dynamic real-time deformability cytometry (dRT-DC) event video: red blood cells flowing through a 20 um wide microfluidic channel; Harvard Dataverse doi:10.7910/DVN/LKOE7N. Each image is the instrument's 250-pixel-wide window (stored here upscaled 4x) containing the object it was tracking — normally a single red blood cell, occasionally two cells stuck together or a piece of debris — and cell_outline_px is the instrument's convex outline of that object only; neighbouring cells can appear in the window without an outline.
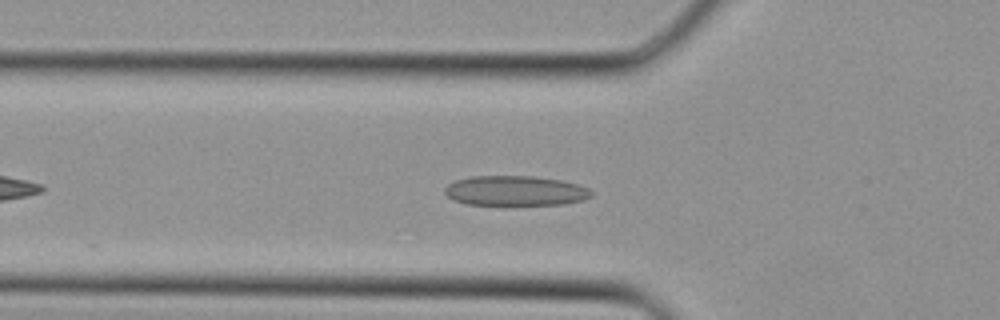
{"species": "Egyptian fruit bat (a non-hibernating species)", "species_latin": "Rousettus aegyptiacus", "temperature_condition": "cold", "stored_images_in_passage": 24, "camera_frame_rate_fps": 3000, "um_per_image_px": 0.085, "animal": {"sex": "female"}, "frame": {"image": 1, "passage_image": 5, "time_ms": 1.333, "image_size_px": [1000, 320], "cell_outline_px": [[592, 196], [584, 200], [564, 204], [464, 204], [452, 200], [444, 192], [444, 188], [448, 184], [456, 180], [472, 176], [532, 176], [560, 180], [576, 184], [588, 188], [592, 192]], "centroid_in_image_um": [43.78, 16.21], "position_along_channel_um": 82.0, "area_um2": 25.43}}
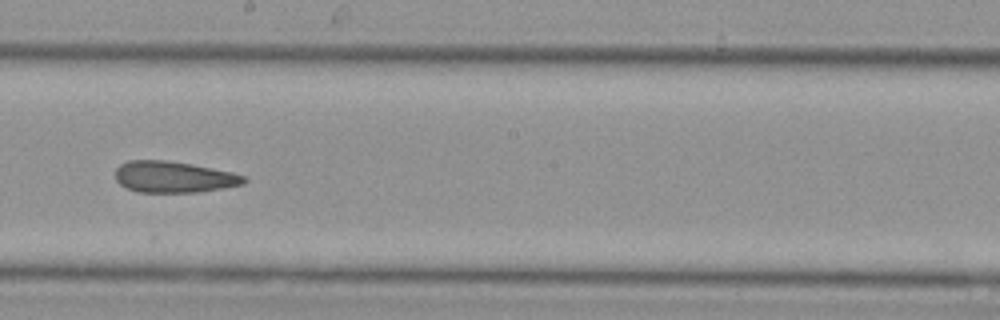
{"frame": {"image": 2, "passage_image": 13, "time_ms": 4.0, "image_size_px": [1000, 320], "cell_outline_px": [[248, 180], [244, 184], [224, 188], [200, 192], [136, 192], [120, 184], [116, 180], [116, 168], [120, 164], [128, 160], [168, 160], [192, 164], [232, 172], [244, 176]], "centroid_in_image_um": [14.77, 15.04], "position_along_channel_um": 233.4, "area_um2": 23.58}}
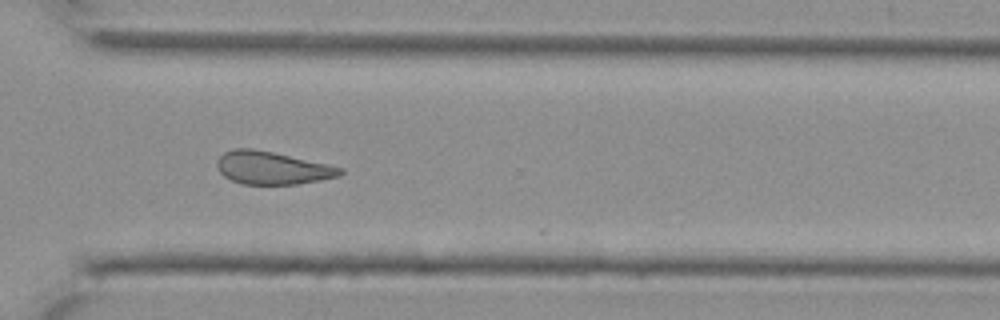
{"frame": {"image": 3, "passage_image": 19, "time_ms": 6.0, "image_size_px": [1000, 320], "cell_outline_px": [[344, 172], [340, 176], [320, 180], [296, 184], [240, 184], [224, 176], [220, 172], [216, 164], [220, 156], [224, 152], [232, 148], [252, 148], [272, 152], [328, 164], [344, 168]], "centroid_in_image_um": [23.14, 14.27], "position_along_channel_um": 347.5, "area_um2": 23.52}}